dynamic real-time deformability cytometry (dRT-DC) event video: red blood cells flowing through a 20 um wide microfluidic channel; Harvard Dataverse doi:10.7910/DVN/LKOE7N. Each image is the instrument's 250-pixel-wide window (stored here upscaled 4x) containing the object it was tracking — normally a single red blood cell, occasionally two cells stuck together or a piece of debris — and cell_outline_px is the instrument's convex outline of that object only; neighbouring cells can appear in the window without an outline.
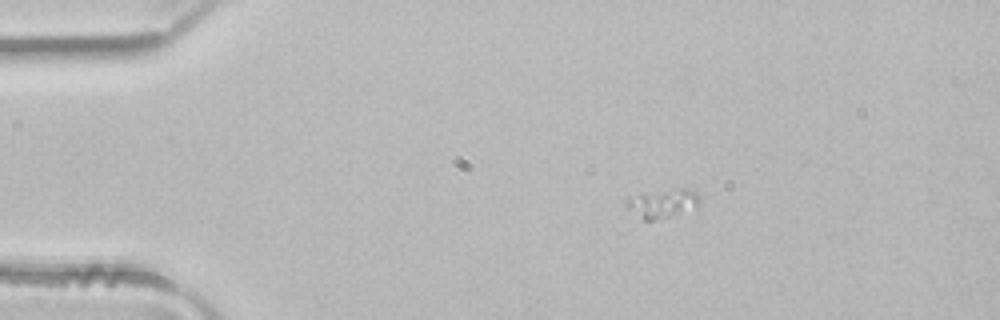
{"species": "common noctule bat (a hibernating species)", "species_latin": "Nyctalus noctula", "temperature_condition": "room temperature", "stored_images_in_passage": 3, "camera_frame_rate_fps": 3000, "um_per_image_px": 0.085, "animal": {"sex": "male", "body_mass_g": 21.5, "forearm_length_mm": 52.0}, "frame": {"image": 1, "passage_image": 1, "time_ms": 0.0, "image_size_px": [1000, 320], "cell_outline_px": [[700, 196], [696, 204], [668, 216], [652, 220], [644, 220], [628, 204], [628, 200], [640, 196], [684, 188], [696, 192]], "centroid_in_image_um": [56.39, 17.29], "position_along_channel_um": 28.6, "area_um2": 10.4}}